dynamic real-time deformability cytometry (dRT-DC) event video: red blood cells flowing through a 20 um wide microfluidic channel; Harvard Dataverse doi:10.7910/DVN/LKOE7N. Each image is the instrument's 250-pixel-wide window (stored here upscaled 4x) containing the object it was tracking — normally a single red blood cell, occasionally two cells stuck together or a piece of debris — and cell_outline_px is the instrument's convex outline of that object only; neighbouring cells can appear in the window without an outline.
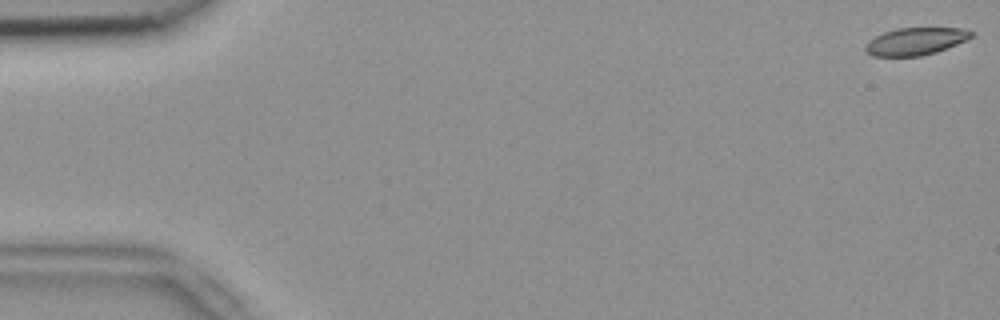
{"species": "common noctule bat (a hibernating species)", "species_latin": "Nyctalus noctula", "temperature_condition": "room temperature", "stored_images_in_passage": 51, "camera_frame_rate_fps": 3000, "um_per_image_px": 0.085, "animal": {"sex": "female", "body_mass_g": 18.4}, "frame": {"image": 1, "passage_image": 1, "time_ms": 0.0, "image_size_px": [1000, 320], "cell_outline_px": [[976, 32], [972, 36], [948, 48], [936, 52], [920, 56], [872, 56], [864, 48], [868, 40], [884, 32], [896, 28], [964, 28]], "centroid_in_image_um": [77.83, 3.5], "position_along_channel_um": 7.2, "area_um2": 16.88}}
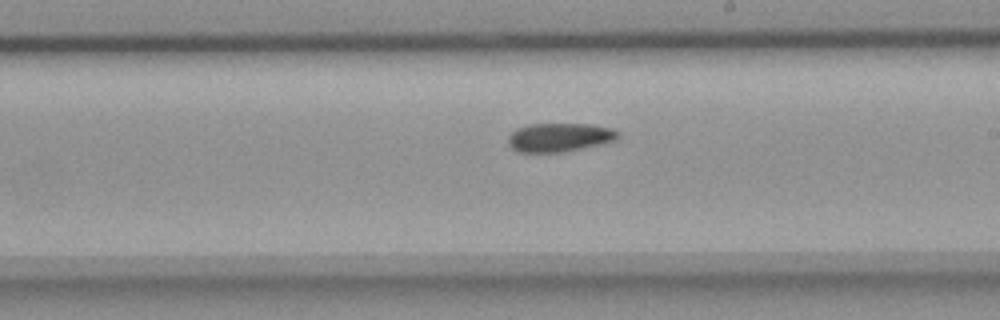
{"frame": {"image": 2, "passage_image": 31, "time_ms": 10.0, "image_size_px": [1000, 320], "cell_outline_px": [[620, 136], [616, 140], [604, 144], [564, 152], [520, 152], [512, 148], [508, 144], [508, 136], [516, 128], [528, 124], [592, 124], [612, 128], [620, 132]], "centroid_in_image_um": [47.59, 11.67], "position_along_channel_um": 241.4, "area_um2": 18.67}}
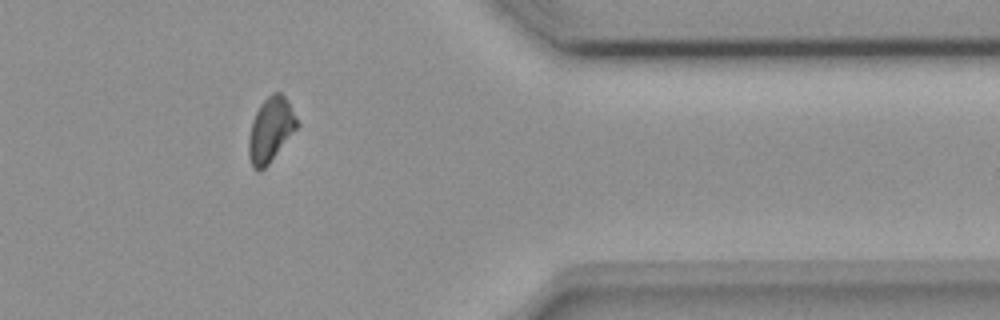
{"frame": {"image": 3, "passage_image": 44, "time_ms": 14.333, "image_size_px": [1000, 320], "cell_outline_px": [[300, 124], [268, 164], [260, 172], [256, 172], [252, 168], [248, 156], [248, 136], [252, 120], [260, 104], [272, 92], [280, 92], [284, 96]], "centroid_in_image_um": [22.96, 11.05], "position_along_channel_um": 388.4, "area_um2": 18.15}}